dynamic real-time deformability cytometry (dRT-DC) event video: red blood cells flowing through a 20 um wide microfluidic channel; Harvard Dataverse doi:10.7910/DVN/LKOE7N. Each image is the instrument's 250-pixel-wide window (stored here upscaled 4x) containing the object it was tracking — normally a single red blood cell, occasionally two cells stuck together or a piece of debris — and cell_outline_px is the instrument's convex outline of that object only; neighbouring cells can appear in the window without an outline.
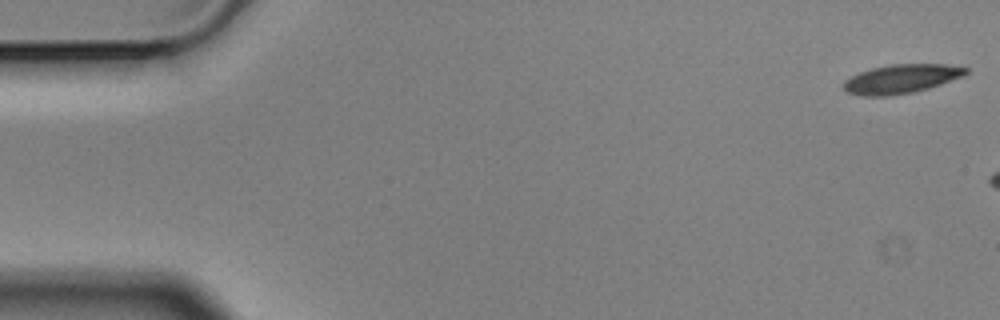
{"species": "Egyptian fruit bat (a non-hibernating species)", "species_latin": "Rousettus aegyptiacus", "temperature_condition": "cold", "stored_images_in_passage": 3, "camera_frame_rate_fps": 3000, "um_per_image_px": 0.085, "animal": {"sex": "male"}, "frame": {"image": 1, "passage_image": 1, "time_ms": 0.0, "image_size_px": [1000, 320], "cell_outline_px": [[968, 72], [964, 76], [928, 88], [912, 92], [888, 96], [864, 96], [848, 92], [844, 88], [844, 80], [860, 72], [872, 68], [888, 64], [944, 64], [968, 68]], "centroid_in_image_um": [76.62, 6.69], "position_along_channel_um": 8.4, "area_um2": 20.46}}